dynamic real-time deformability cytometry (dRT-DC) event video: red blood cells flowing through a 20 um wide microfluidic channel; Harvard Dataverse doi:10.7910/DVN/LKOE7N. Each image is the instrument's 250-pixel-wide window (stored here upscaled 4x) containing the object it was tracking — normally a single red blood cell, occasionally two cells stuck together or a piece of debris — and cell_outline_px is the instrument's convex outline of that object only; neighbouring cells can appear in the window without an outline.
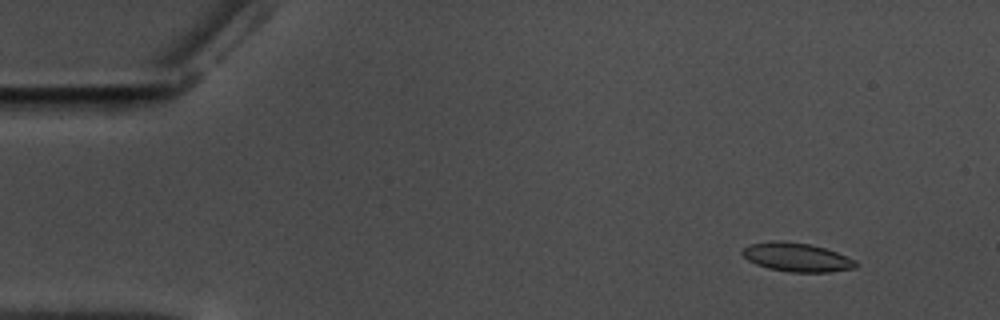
{"species": "common noctule bat (a hibernating species)", "species_latin": "Nyctalus noctula", "temperature_condition": "warm", "stored_images_in_passage": 59, "camera_frame_rate_fps": 3000, "um_per_image_px": 0.085, "animal": {"sex": "male", "body_mass_g": 17.5, "forearm_length_mm": 52.3}, "frame": {"image": 1, "passage_image": 6, "time_ms": 1.667, "image_size_px": [1000, 320], "cell_outline_px": [[856, 268], [828, 272], [788, 272], [768, 268], [756, 264], [748, 260], [740, 252], [744, 248], [752, 244], [772, 240], [780, 240], [808, 244], [824, 248], [836, 252], [856, 260]], "centroid_in_image_um": [67.71, 21.87], "position_along_channel_um": 17.3, "area_um2": 18.9}}
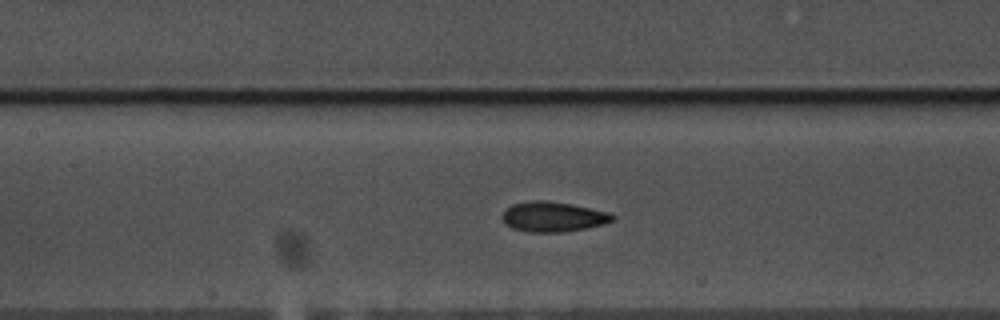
{"frame": {"image": 2, "passage_image": 27, "time_ms": 8.667, "image_size_px": [1000, 320], "cell_outline_px": [[616, 220], [604, 224], [564, 232], [528, 232], [512, 228], [504, 224], [504, 212], [512, 204], [532, 200], [548, 200], [612, 212], [616, 216]], "centroid_in_image_um": [47.07, 18.42], "position_along_channel_um": 160.3, "area_um2": 19.36}}
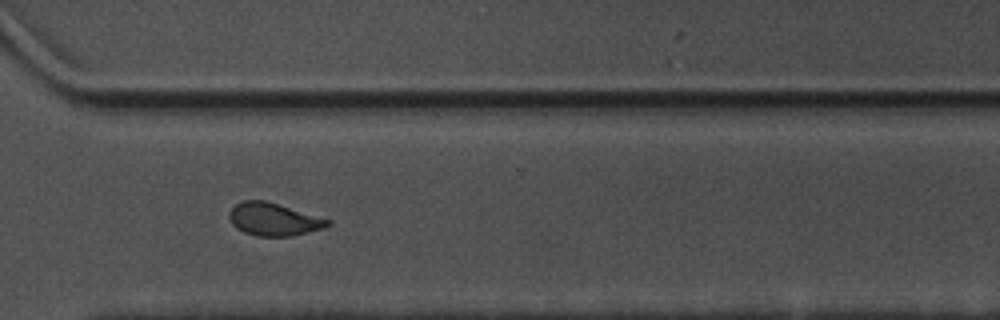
{"frame": {"image": 3, "passage_image": 43, "time_ms": 14.0, "image_size_px": [1000, 320], "cell_outline_px": [[332, 224], [324, 228], [292, 236], [256, 236], [244, 232], [236, 228], [232, 224], [228, 216], [228, 212], [236, 204], [244, 200], [264, 200], [332, 220]], "centroid_in_image_um": [23.26, 18.65], "position_along_channel_um": 347.3, "area_um2": 18.79}, "authors_computed_cell_mechanics": {"area_um2": 18.9584, "velocity_mm_per_s": 3.5166, "shape_relaxation_time_tau1_ms": 4.2096, "shape_relaxation_time_tau2_ms": 1.4135, "deformation_change_tau1": 0.1423, "deformation_change_tau2": 0.0783}}